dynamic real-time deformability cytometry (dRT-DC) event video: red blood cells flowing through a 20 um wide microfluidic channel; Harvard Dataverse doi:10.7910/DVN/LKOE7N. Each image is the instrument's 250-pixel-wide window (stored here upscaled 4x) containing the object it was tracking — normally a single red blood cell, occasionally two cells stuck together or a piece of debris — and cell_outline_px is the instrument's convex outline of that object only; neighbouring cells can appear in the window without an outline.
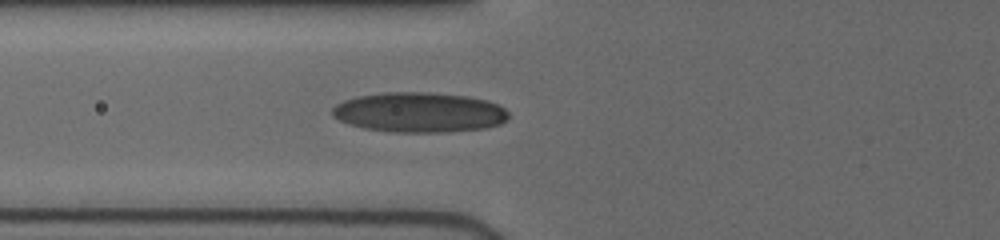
{"species": "human", "species_latin": "Homo sapiens", "temperature_condition": "cold", "stored_images_in_passage": 49, "camera_frame_rate_fps": 3000, "um_per_image_px": 0.085, "donor": {"sex": "female"}, "frame": {"image": 1, "passage_image": 15, "time_ms": 7.333, "image_size_px": [1000, 240], "cell_outline_px": [[508, 120], [500, 124], [488, 128], [444, 132], [392, 132], [364, 128], [348, 124], [332, 116], [332, 108], [336, 104], [344, 100], [360, 96], [388, 92], [424, 92], [464, 96], [484, 100], [496, 104], [504, 108], [508, 112]], "centroid_in_image_um": [35.63, 9.56], "position_along_channel_um": 90.2, "area_um2": 40.92}}
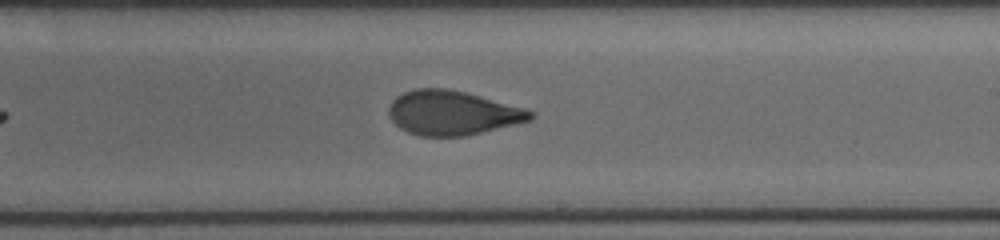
{"frame": {"image": 2, "passage_image": 26, "time_ms": 11.333, "image_size_px": [1000, 240], "cell_outline_px": [[536, 116], [532, 120], [468, 136], [420, 136], [408, 132], [400, 128], [388, 116], [388, 108], [392, 100], [396, 96], [404, 92], [416, 88], [448, 88], [480, 96], [524, 108], [536, 112]], "centroid_in_image_um": [38.46, 9.6], "position_along_channel_um": 250.5, "area_um2": 36.82}}
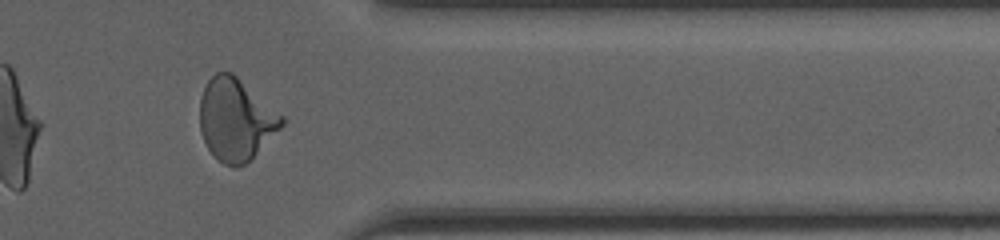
{"frame": {"image": 3, "passage_image": 42, "time_ms": 15.0, "image_size_px": [1000, 240], "cell_outline_px": [[284, 124], [244, 164], [236, 168], [232, 168], [216, 160], [212, 156], [200, 132], [200, 100], [204, 88], [208, 80], [216, 72], [232, 72], [284, 116]], "centroid_in_image_um": [20.01, 10.16], "position_along_channel_um": 391.4, "area_um2": 38.9}, "authors_computed_cell_mechanics": {"area_um2": 37.6856, "velocity_mm_per_s": 3.9794, "shape_relaxation_time_tau1_ms": 4.9863, "shape_relaxation_time_tau2_ms": 0.9144, "deformation_change_tau1": 0.1778, "deformation_change_tau2": 0.0752}}